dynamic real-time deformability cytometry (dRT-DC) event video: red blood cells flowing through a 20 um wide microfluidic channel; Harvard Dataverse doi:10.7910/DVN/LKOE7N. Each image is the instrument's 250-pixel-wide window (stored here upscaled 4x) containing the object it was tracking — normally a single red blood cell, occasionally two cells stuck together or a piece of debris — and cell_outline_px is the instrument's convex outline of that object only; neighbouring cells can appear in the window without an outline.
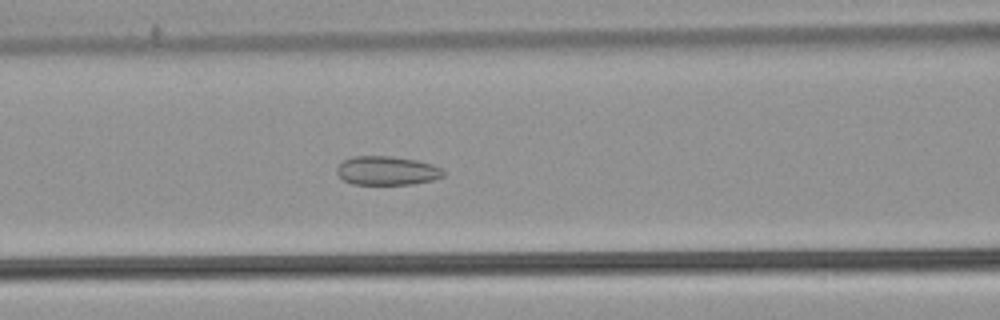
{"species": "common noctule bat (a hibernating species)", "species_latin": "Nyctalus noctula", "temperature_condition": "warm", "stored_images_in_passage": 52, "camera_frame_rate_fps": 3000, "um_per_image_px": 0.085, "animal": {"sex": "male", "body_mass_g": 21.5, "forearm_length_mm": 52.0}, "frame": {"image": 1, "passage_image": 21, "time_ms": 6.667, "image_size_px": [1000, 320], "cell_outline_px": [[444, 176], [432, 180], [412, 184], [352, 184], [344, 180], [336, 172], [336, 168], [344, 160], [352, 156], [388, 156], [416, 160], [432, 164], [440, 168], [444, 172]], "centroid_in_image_um": [32.88, 14.5], "position_along_channel_um": 133.7, "area_um2": 17.8}}
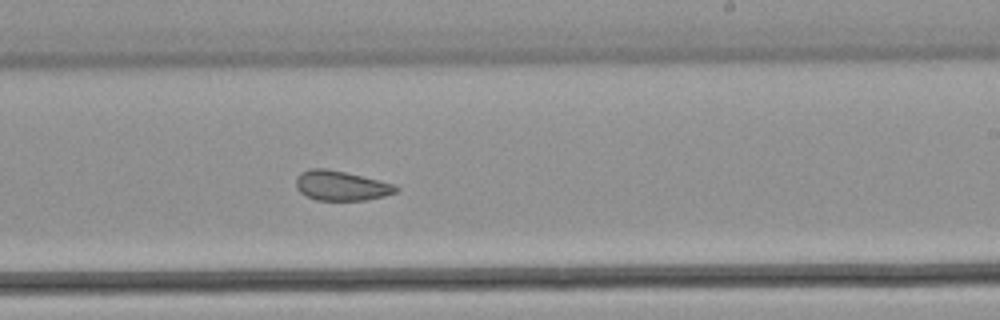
{"frame": {"image": 2, "passage_image": 31, "time_ms": 10.0, "image_size_px": [1000, 320], "cell_outline_px": [[400, 188], [396, 192], [384, 196], [364, 200], [316, 200], [300, 192], [296, 188], [296, 176], [300, 172], [312, 168], [324, 168], [344, 172], [380, 180], [396, 184]], "centroid_in_image_um": [29.0, 15.78], "position_along_channel_um": 260.0, "area_um2": 17.34}}
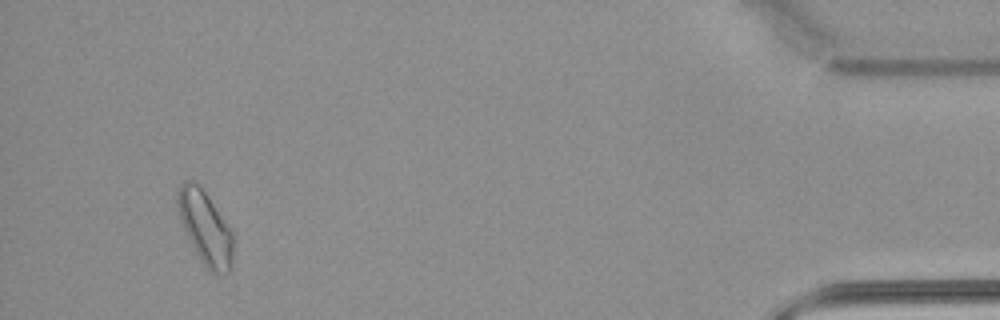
{"frame": {"image": 3, "passage_image": 49, "time_ms": 16.0, "image_size_px": [1000, 320], "cell_outline_px": [[236, 236], [232, 264], [228, 272], [212, 272], [200, 260], [180, 220], [176, 204], [176, 192], [180, 184], [184, 180], [196, 180], [208, 196]], "centroid_in_image_um": [17.46, 19.3], "position_along_channel_um": 417.7, "area_um2": 23.99}, "authors_computed_cell_mechanics": {"area_um2": 20.23, "velocity_mm_per_s": 3.7976, "shape_relaxation_time_tau1_ms": null, "shape_relaxation_time_tau2_ms": 1.9798, "deformation_change_tau1": null, "deformation_change_tau2": 0.073}}